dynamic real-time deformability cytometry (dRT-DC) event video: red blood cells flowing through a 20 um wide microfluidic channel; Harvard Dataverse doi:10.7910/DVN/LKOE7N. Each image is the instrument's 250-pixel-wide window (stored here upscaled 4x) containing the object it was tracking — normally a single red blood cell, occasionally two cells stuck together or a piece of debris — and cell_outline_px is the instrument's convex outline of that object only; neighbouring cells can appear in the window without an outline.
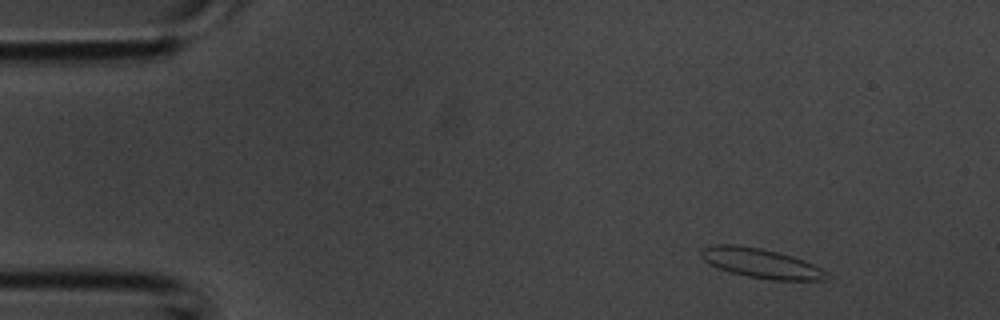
{"species": "common noctule bat (a hibernating species)", "species_latin": "Nyctalus noctula", "temperature_condition": "room temperature", "stored_images_in_passage": 36, "segment_of_instrument_passage": [1, 2], "camera_frame_rate_fps": 3000, "um_per_image_px": 0.085, "animal": {"sex": "male", "body_mass_g": 20.1, "forearm_length_mm": 53.5}, "frame": {"image": 1, "passage_image": 1, "time_ms": 0.0, "image_size_px": [1000, 320], "cell_outline_px": [[828, 280], [772, 280], [748, 276], [732, 272], [708, 264], [700, 256], [700, 248], [712, 244], [732, 244], [760, 248], [792, 256], [804, 260], [820, 268], [824, 272]], "centroid_in_image_um": [64.61, 22.36], "position_along_channel_um": 20.4, "area_um2": 21.39}}
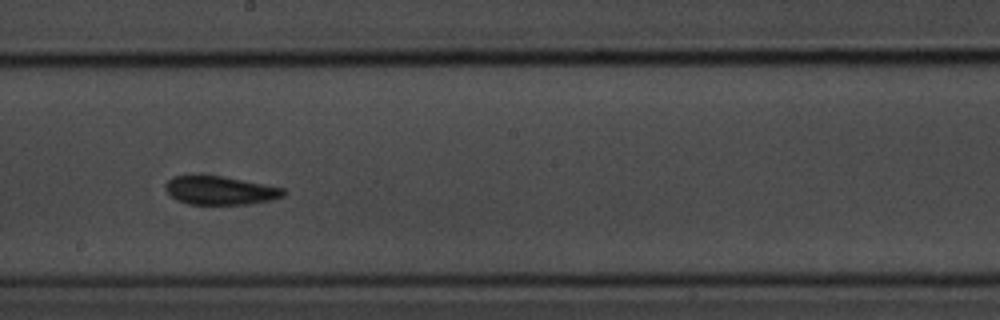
{"frame": {"image": 2, "passage_image": 18, "time_ms": 5.667, "image_size_px": [1000, 320], "cell_outline_px": [[284, 196], [268, 200], [248, 204], [188, 204], [176, 200], [164, 188], [164, 184], [172, 176], [220, 176], [264, 184], [284, 188]], "centroid_in_image_um": [18.67, 16.19], "position_along_channel_um": 229.5, "area_um2": 19.31}}
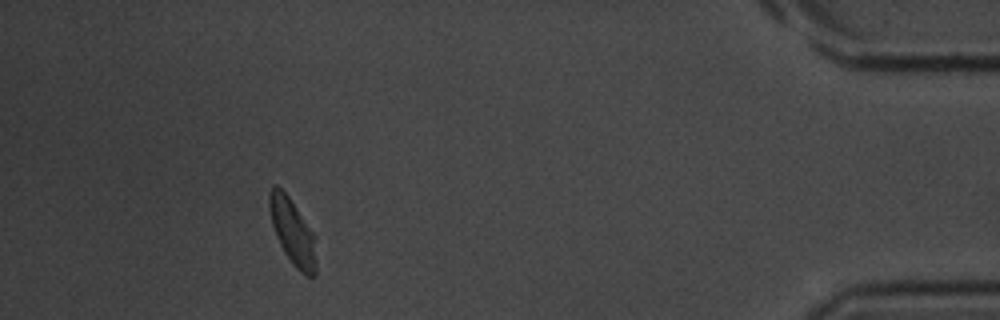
{"frame": {"image": 3, "passage_image": 32, "time_ms": 10.333, "image_size_px": [1000, 320], "cell_outline_px": [[316, 276], [308, 276], [300, 272], [292, 264], [284, 252], [280, 244], [272, 224], [268, 208], [268, 192], [272, 184], [276, 184], [288, 196], [316, 236]], "centroid_in_image_um": [24.87, 19.7], "position_along_channel_um": 410.3, "area_um2": 18.21}}